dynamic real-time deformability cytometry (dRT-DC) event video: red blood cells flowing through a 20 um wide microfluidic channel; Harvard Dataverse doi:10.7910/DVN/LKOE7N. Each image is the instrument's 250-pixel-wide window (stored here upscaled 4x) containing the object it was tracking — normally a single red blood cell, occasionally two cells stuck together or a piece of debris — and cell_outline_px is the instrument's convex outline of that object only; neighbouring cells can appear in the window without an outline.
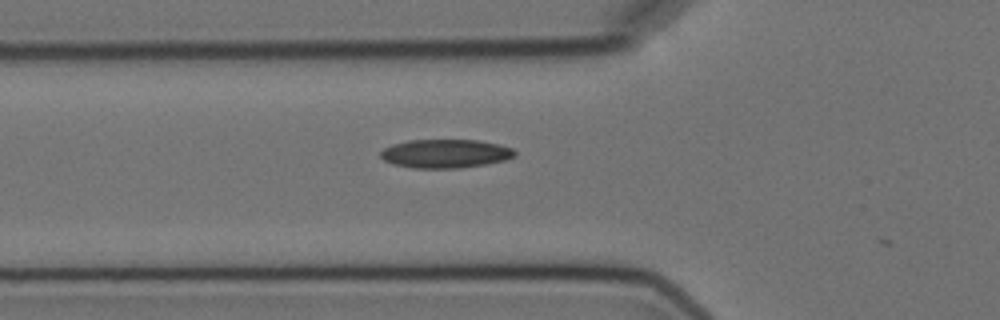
{"species": "Egyptian fruit bat (a non-hibernating species)", "species_latin": "Rousettus aegyptiacus", "temperature_condition": "cold", "stored_images_in_passage": 3, "camera_frame_rate_fps": 3000, "um_per_image_px": 0.085, "animal": {"sex": "female"}, "frame": {"image": 1, "passage_image": 3, "time_ms": 2.333, "image_size_px": [1000, 320], "cell_outline_px": [[516, 156], [504, 160], [484, 164], [460, 168], [412, 168], [392, 164], [384, 160], [380, 156], [380, 152], [384, 148], [392, 144], [408, 140], [476, 140], [500, 144], [512, 148], [516, 152]], "centroid_in_image_um": [37.84, 13.05], "position_along_channel_um": 88.0, "area_um2": 22.48}}